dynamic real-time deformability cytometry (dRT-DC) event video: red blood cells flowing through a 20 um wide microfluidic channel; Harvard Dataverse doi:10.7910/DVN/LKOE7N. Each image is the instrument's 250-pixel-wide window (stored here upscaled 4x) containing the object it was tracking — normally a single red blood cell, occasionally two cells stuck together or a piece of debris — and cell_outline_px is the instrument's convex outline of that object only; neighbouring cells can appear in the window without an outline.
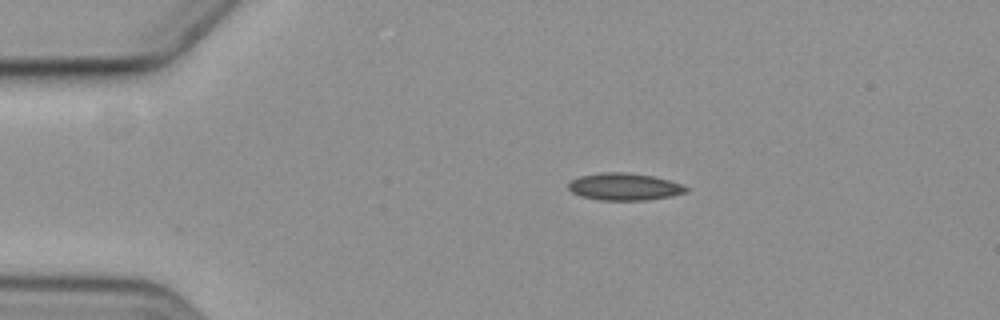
{"species": "common noctule bat (a hibernating species)", "species_latin": "Nyctalus noctula", "temperature_condition": "cold", "stored_images_in_passage": 2, "camera_frame_rate_fps": 3000, "um_per_image_px": 0.085, "animal": {"sex": "female", "body_mass_g": 19.3, "forearm_length_mm": 54.1}, "frame": {"image": 1, "passage_image": 1, "time_ms": 0.0, "image_size_px": [1000, 320], "cell_outline_px": [[688, 192], [668, 196], [644, 200], [600, 200], [580, 196], [572, 192], [568, 188], [568, 184], [572, 180], [580, 176], [600, 172], [624, 172], [652, 176], [668, 180], [680, 184], [688, 188]], "centroid_in_image_um": [53.03, 15.87], "position_along_channel_um": 32.0, "area_um2": 18.44}}